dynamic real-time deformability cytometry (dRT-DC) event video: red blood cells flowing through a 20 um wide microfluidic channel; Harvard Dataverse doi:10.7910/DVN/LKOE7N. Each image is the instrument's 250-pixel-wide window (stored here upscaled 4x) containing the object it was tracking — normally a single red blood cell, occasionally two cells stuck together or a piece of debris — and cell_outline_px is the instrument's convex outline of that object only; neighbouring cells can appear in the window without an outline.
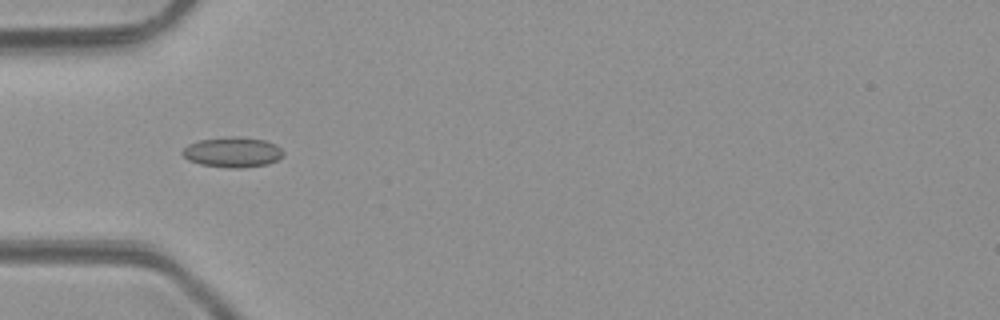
{"species": "common noctule bat (a hibernating species)", "species_latin": "Nyctalus noctula", "temperature_condition": "room temperature", "stored_images_in_passage": 4, "camera_frame_rate_fps": 3000, "um_per_image_px": 0.085, "animal": {"sex": "male", "body_mass_g": 23.1, "forearm_length_mm": 52.7}, "frame": {"image": 1, "passage_image": 4, "time_ms": 3.333, "image_size_px": [1000, 320], "cell_outline_px": [[284, 156], [268, 164], [244, 168], [228, 168], [200, 164], [188, 160], [180, 152], [188, 144], [200, 140], [228, 136], [240, 136], [264, 140], [276, 144], [284, 152]], "centroid_in_image_um": [19.78, 12.93], "position_along_channel_um": 65.2, "area_um2": 17.98}}